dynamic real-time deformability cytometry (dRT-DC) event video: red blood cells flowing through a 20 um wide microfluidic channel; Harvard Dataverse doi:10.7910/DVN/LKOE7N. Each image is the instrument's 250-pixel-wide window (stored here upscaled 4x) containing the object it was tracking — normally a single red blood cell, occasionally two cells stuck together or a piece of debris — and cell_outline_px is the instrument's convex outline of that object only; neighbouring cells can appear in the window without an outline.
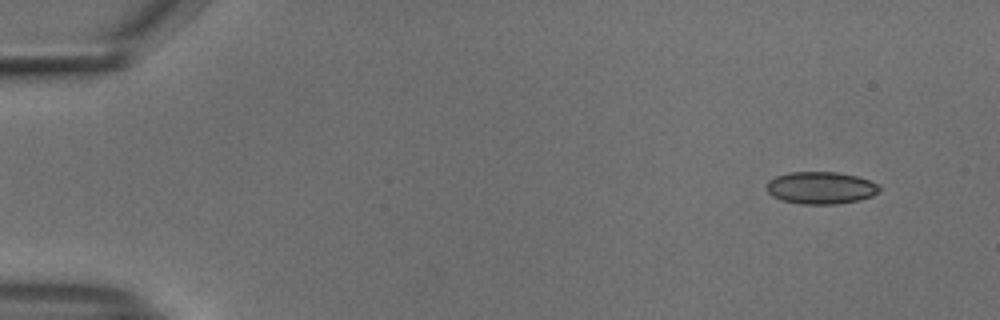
{"species": "common noctule bat (a hibernating species)", "species_latin": "Nyctalus noctula", "temperature_condition": "cold", "stored_images_in_passage": 51, "camera_frame_rate_fps": 3000, "um_per_image_px": 0.085, "animal": {"sex": "male", "body_mass_g": 18.8}, "frame": {"image": 1, "passage_image": 1, "time_ms": 0.0, "image_size_px": [1000, 320], "cell_outline_px": [[880, 192], [872, 196], [860, 200], [836, 204], [800, 204], [780, 200], [772, 196], [768, 192], [768, 180], [776, 176], [788, 172], [836, 172], [856, 176], [880, 184]], "centroid_in_image_um": [69.78, 15.97], "position_along_channel_um": 15.2, "area_um2": 21.33}}
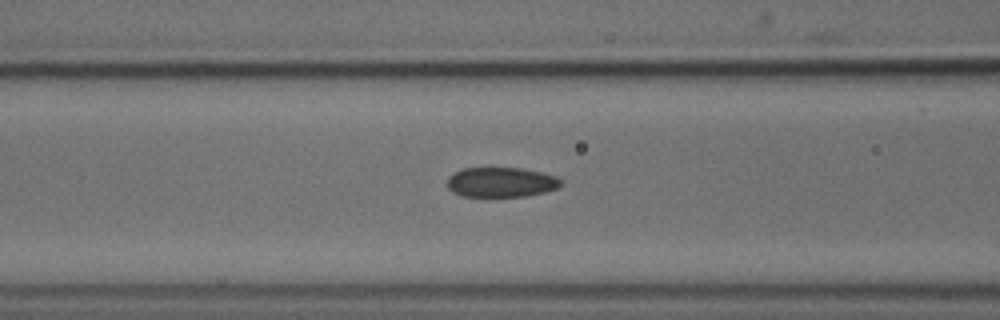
{"frame": {"image": 2, "passage_image": 19, "time_ms": 6.0, "image_size_px": [1000, 320], "cell_outline_px": [[564, 180], [556, 188], [544, 192], [524, 196], [460, 196], [452, 192], [448, 188], [448, 176], [464, 168], [520, 168], [540, 172], [556, 176]], "centroid_in_image_um": [42.58, 15.49], "position_along_channel_um": 124.0, "area_um2": 19.65}}
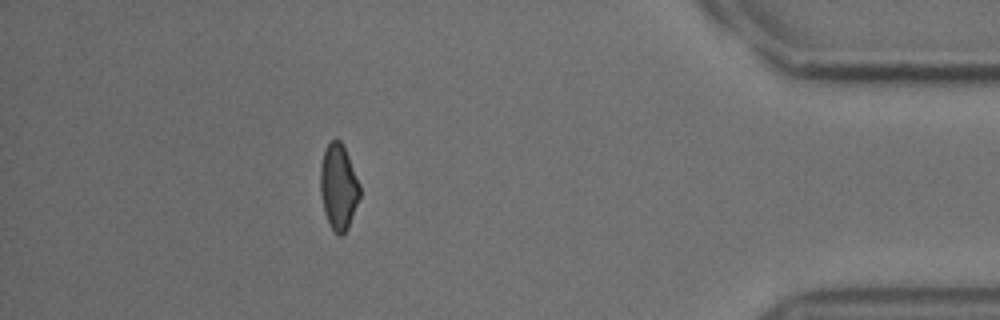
{"frame": {"image": 3, "passage_image": 45, "time_ms": 14.667, "image_size_px": [1000, 320], "cell_outline_px": [[360, 196], [348, 228], [340, 236], [332, 228], [324, 212], [320, 192], [320, 168], [324, 152], [328, 144], [332, 140], [340, 140], [348, 156], [360, 184]], "centroid_in_image_um": [28.77, 15.89], "position_along_channel_um": 406.4, "area_um2": 19.36}, "authors_computed_cell_mechanics": {"area_um2": 20.6346, "velocity_mm_per_s": 3.7454, "shape_relaxation_time_tau1_ms": 3.6655, "shape_relaxation_time_tau2_ms": 2.9779, "deformation_change_tau1": 0.0898, "deformation_change_tau2": 0.0707}}